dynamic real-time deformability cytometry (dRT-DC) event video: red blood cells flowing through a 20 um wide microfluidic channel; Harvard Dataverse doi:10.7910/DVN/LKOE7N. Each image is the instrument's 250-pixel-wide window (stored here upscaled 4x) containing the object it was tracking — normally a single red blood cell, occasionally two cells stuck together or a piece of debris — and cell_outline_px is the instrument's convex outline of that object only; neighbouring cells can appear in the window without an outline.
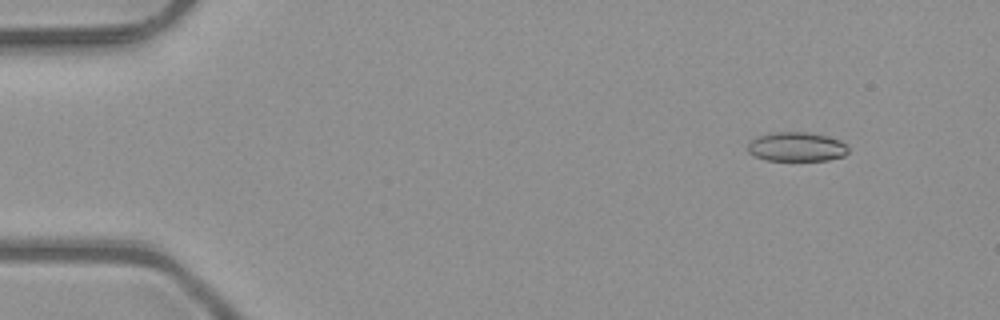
{"species": "common noctule bat (a hibernating species)", "species_latin": "Nyctalus noctula", "temperature_condition": "room temperature", "stored_images_in_passage": 4, "camera_frame_rate_fps": 3000, "um_per_image_px": 0.085, "animal": {"sex": "male", "body_mass_g": 23.1, "forearm_length_mm": 52.7}, "frame": {"image": 1, "passage_image": 2, "time_ms": 0.333, "image_size_px": [1000, 320], "cell_outline_px": [[848, 152], [844, 156], [828, 160], [764, 160], [748, 152], [748, 144], [752, 140], [760, 136], [776, 132], [808, 132], [828, 136], [840, 140], [848, 144]], "centroid_in_image_um": [67.76, 12.48], "position_along_channel_um": 17.2, "area_um2": 17.11}}